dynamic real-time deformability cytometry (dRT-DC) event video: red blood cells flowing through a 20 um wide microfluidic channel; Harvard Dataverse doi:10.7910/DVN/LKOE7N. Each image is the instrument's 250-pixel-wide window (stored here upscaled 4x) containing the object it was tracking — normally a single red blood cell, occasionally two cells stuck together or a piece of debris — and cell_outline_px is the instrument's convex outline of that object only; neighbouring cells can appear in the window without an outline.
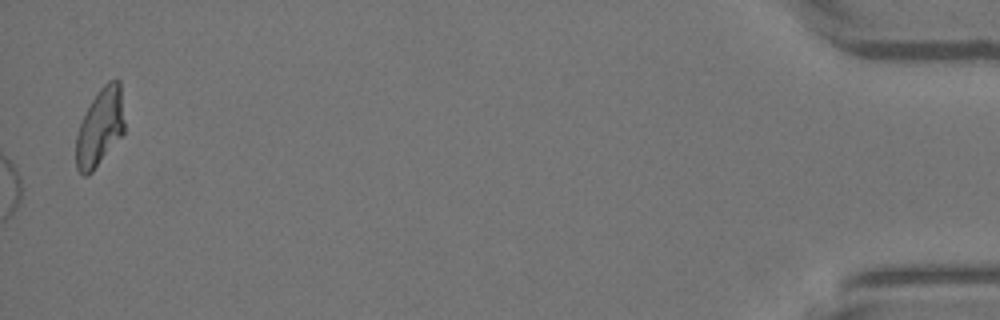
{"species": "Egyptian fruit bat (a non-hibernating species)", "species_latin": "Rousettus aegyptiacus", "temperature_condition": "warm", "stored_images_in_passage": 45, "camera_frame_rate_fps": 3000, "um_per_image_px": 0.085, "animal": {"sex": "female"}, "frame": {"image": 1, "passage_image": 45, "time_ms": 14.667, "image_size_px": [1000, 320], "cell_outline_px": [[124, 132], [92, 172], [88, 176], [84, 176], [76, 168], [76, 136], [80, 124], [96, 92], [108, 80], [116, 76], [120, 80], [124, 120]], "centroid_in_image_um": [8.51, 10.78], "position_along_channel_um": 426.7, "area_um2": 21.85}}